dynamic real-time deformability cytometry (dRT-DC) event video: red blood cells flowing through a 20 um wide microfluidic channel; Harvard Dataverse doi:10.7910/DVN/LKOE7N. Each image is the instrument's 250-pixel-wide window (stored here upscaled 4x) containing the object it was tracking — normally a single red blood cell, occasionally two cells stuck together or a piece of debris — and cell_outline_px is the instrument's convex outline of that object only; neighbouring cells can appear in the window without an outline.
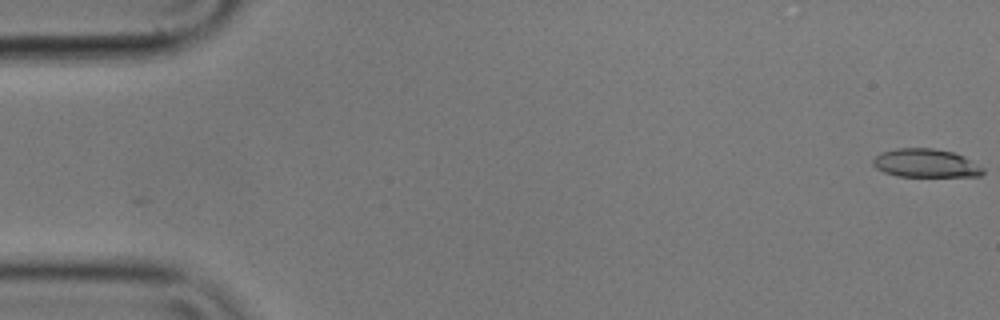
{"species": "common noctule bat (a hibernating species)", "species_latin": "Nyctalus noctula", "temperature_condition": "cold", "stored_images_in_passage": 2, "camera_frame_rate_fps": 3000, "um_per_image_px": 0.085, "animal": {"sex": "male", "body_mass_g": 17.9}, "frame": {"image": 1, "passage_image": 2, "time_ms": 0.333, "image_size_px": [1000, 320], "cell_outline_px": [[984, 172], [980, 176], [896, 176], [884, 172], [876, 168], [872, 164], [872, 160], [880, 152], [896, 148], [932, 148], [952, 152], [964, 156], [984, 168]], "centroid_in_image_um": [78.66, 13.87], "position_along_channel_um": 6.3, "area_um2": 18.26}}